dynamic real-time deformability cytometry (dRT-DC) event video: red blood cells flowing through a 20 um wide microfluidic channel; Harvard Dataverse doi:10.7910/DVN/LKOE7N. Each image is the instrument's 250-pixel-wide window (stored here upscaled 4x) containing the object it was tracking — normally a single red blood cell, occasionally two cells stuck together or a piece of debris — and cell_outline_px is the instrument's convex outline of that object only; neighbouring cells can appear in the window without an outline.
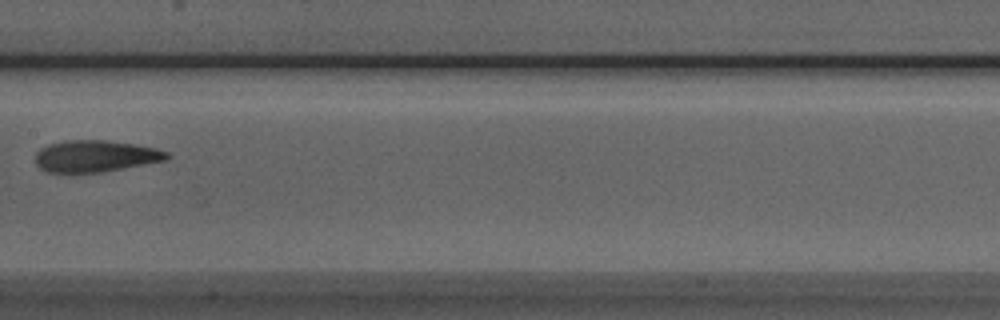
{"species": "Egyptian fruit bat (a non-hibernating species)", "species_latin": "Rousettus aegyptiacus", "temperature_condition": "room temperature", "stored_images_in_passage": 4, "camera_frame_rate_fps": 3000, "um_per_image_px": 0.085, "animal": {"sex": "male"}, "frame": {"image": 1, "passage_image": 4, "time_ms": 3.333, "image_size_px": [1000, 320], "cell_outline_px": [[172, 156], [164, 160], [100, 172], [48, 172], [40, 168], [36, 164], [36, 152], [40, 148], [48, 144], [64, 140], [104, 140], [136, 144], [156, 148], [168, 152]], "centroid_in_image_um": [8.09, 13.25], "position_along_channel_um": 199.3, "area_um2": 24.1}}